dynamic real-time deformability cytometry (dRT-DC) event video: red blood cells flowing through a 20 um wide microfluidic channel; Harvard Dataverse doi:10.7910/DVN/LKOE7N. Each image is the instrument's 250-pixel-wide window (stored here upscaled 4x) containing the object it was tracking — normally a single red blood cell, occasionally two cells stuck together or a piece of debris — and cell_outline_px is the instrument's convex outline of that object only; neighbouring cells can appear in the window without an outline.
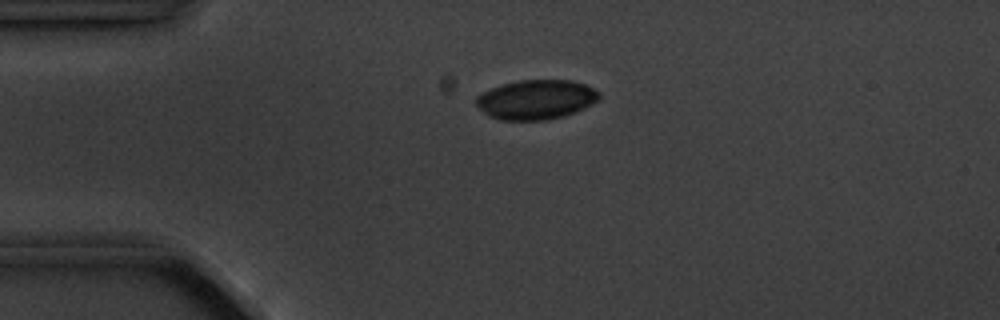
{"species": "common noctule bat (a hibernating species)", "species_latin": "Nyctalus noctula", "temperature_condition": "cold", "stored_images_in_passage": 6, "camera_frame_rate_fps": 3000, "um_per_image_px": 0.085, "animal": {"sex": "male", "body_mass_g": 20.1, "forearm_length_mm": 53.5}, "frame": {"image": 1, "passage_image": 4, "time_ms": 3.333, "image_size_px": [1000, 320], "cell_outline_px": [[600, 100], [576, 112], [544, 120], [500, 120], [488, 116], [476, 104], [476, 96], [492, 88], [504, 84], [520, 80], [572, 80], [588, 84], [600, 92]], "centroid_in_image_um": [45.61, 8.46], "position_along_channel_um": 39.4, "area_um2": 28.38}}